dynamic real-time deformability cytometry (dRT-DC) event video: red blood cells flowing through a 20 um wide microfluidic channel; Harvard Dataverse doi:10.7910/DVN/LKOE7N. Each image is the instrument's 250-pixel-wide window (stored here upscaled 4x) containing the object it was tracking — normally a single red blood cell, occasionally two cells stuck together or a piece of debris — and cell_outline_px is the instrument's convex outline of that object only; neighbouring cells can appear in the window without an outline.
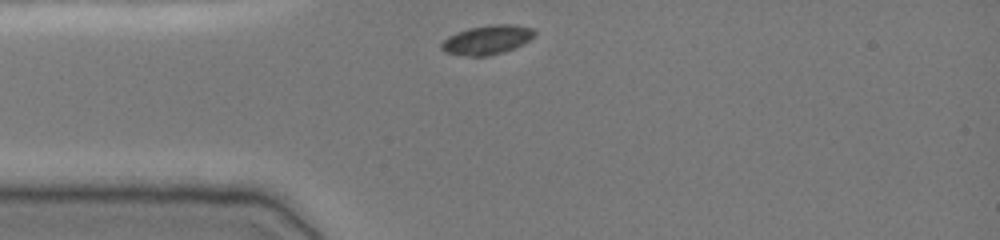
{"species": "common noctule bat (a hibernating species)", "species_latin": "Nyctalus noctula", "temperature_condition": "cold", "stored_images_in_passage": 31, "camera_frame_rate_fps": 3000, "um_per_image_px": 0.085, "animal": {"sex": "female", "body_mass_g": 19.0, "forearm_length_mm": 51.5}, "frame": {"image": 1, "passage_image": 1, "time_ms": 0.0, "image_size_px": [1000, 240], "cell_outline_px": [[536, 36], [524, 44], [504, 52], [488, 56], [468, 56], [444, 52], [440, 48], [440, 44], [448, 36], [456, 32], [468, 28], [492, 24], [516, 24], [532, 28], [536, 32]], "centroid_in_image_um": [41.43, 3.38], "position_along_channel_um": 43.6, "area_um2": 16.13}}
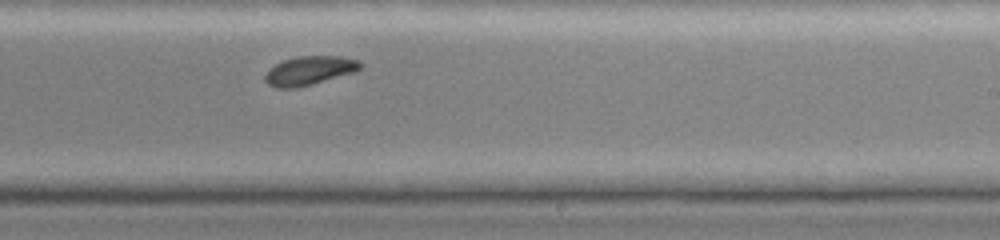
{"frame": {"image": 2, "passage_image": 19, "time_ms": 6.0, "image_size_px": [1000, 240], "cell_outline_px": [[364, 64], [356, 72], [312, 84], [296, 88], [276, 88], [268, 84], [264, 80], [264, 76], [276, 64], [284, 60], [300, 56], [340, 56], [360, 60]], "centroid_in_image_um": [26.35, 6.0], "position_along_channel_um": 262.6, "area_um2": 16.01}}
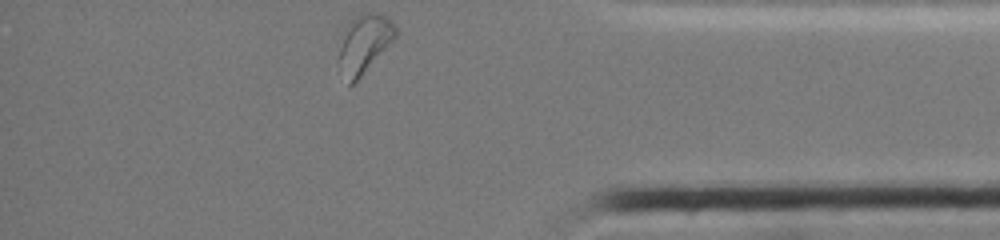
{"frame": {"image": 3, "passage_image": 31, "time_ms": 10.0, "image_size_px": [1000, 240], "cell_outline_px": [[400, 32], [360, 76], [352, 84], [348, 84], [340, 68], [340, 48], [344, 28], [356, 16], [364, 12], [376, 12], [392, 20]], "centroid_in_image_um": [30.99, 3.65], "position_along_channel_um": 404.2, "area_um2": 18.84}, "authors_computed_cell_mechanics": {"area_um2": 16.6464, "velocity_mm_per_s": 3.8624, "shape_relaxation_time_tau1_ms": 2.1199, "shape_relaxation_time_tau2_ms": 2.3875, "deformation_change_tau1": 0.0736, "deformation_change_tau2": 0.0582}}